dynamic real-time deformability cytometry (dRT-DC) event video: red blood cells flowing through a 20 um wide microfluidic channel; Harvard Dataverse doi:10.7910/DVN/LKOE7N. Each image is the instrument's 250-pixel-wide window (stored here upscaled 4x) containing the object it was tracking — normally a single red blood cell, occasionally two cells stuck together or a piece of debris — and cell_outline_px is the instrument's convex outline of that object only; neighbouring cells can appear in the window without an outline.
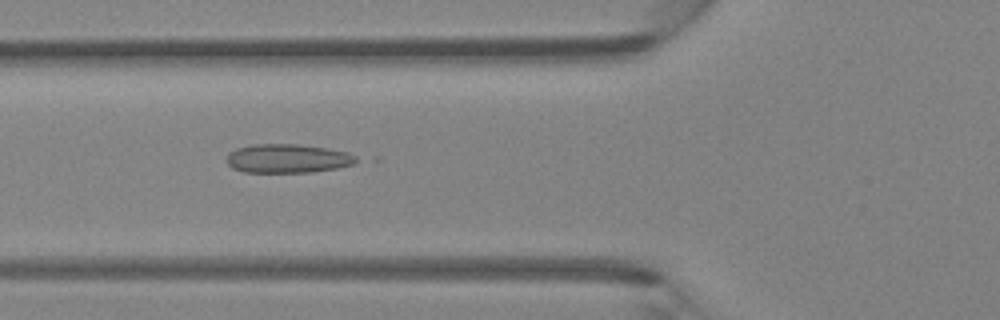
{"species": "Egyptian fruit bat (a non-hibernating species)", "species_latin": "Rousettus aegyptiacus", "temperature_condition": "room temperature", "stored_images_in_passage": 47, "camera_frame_rate_fps": 3000, "um_per_image_px": 0.085, "animal": {"sex": "female"}, "frame": {"image": 1, "passage_image": 18, "time_ms": 5.667, "image_size_px": [1000, 320], "cell_outline_px": [[360, 160], [352, 164], [336, 168], [312, 172], [244, 172], [232, 168], [228, 164], [228, 152], [236, 148], [252, 144], [296, 144], [328, 148], [348, 152], [356, 156]], "centroid_in_image_um": [24.45, 13.46], "position_along_channel_um": 101.3, "area_um2": 21.85}}
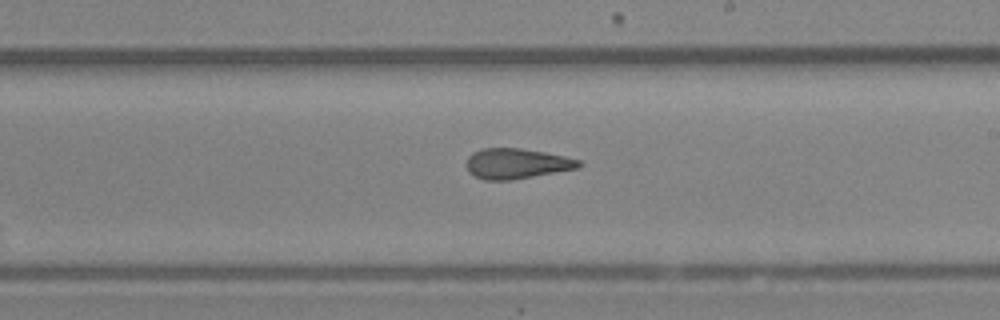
{"frame": {"image": 2, "passage_image": 28, "time_ms": 9.0, "image_size_px": [1000, 320], "cell_outline_px": [[584, 164], [580, 168], [512, 180], [484, 180], [468, 172], [464, 164], [468, 156], [472, 152], [484, 148], [520, 148], [544, 152], [564, 156], [580, 160]], "centroid_in_image_um": [43.9, 13.91], "position_along_channel_um": 245.1, "area_um2": 20.11}}
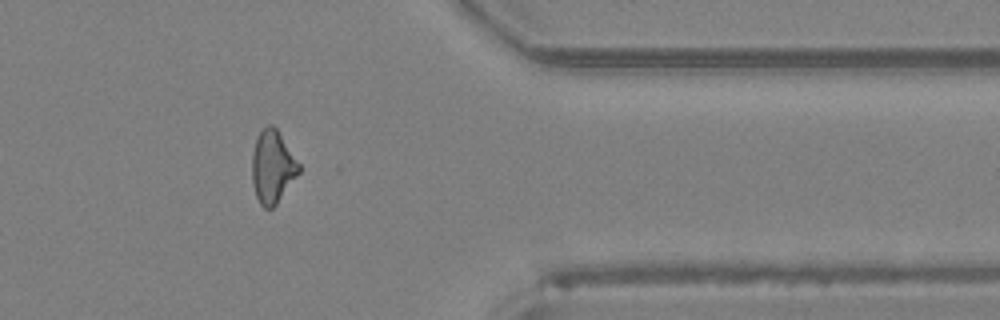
{"frame": {"image": 3, "passage_image": 39, "time_ms": 12.667, "image_size_px": [1000, 320], "cell_outline_px": [[300, 172], [276, 204], [272, 208], [264, 208], [260, 204], [256, 196], [252, 184], [252, 152], [256, 136], [268, 124], [272, 124], [276, 128], [300, 164]], "centroid_in_image_um": [23.15, 14.18], "position_along_channel_um": 388.3, "area_um2": 19.83}, "authors_computed_cell_mechanics": {"area_um2": 20.4034, "velocity_mm_per_s": 4.3343, "shape_relaxation_time_tau1_ms": null, "shape_relaxation_time_tau2_ms": 2.5782, "deformation_change_tau1": null, "deformation_change_tau2": 0.1269}}